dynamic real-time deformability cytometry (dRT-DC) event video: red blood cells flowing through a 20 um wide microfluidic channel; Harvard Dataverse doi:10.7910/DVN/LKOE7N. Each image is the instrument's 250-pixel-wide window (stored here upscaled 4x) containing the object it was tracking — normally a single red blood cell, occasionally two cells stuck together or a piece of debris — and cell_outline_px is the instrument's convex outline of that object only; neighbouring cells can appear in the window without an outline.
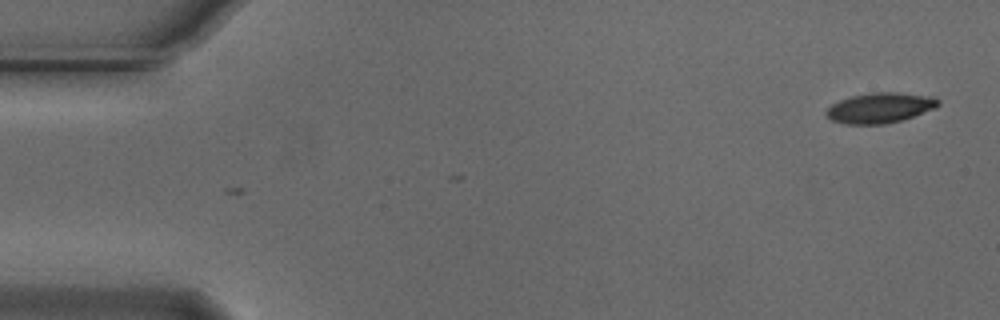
{"species": "Egyptian fruit bat (a non-hibernating species)", "species_latin": "Rousettus aegyptiacus", "temperature_condition": "cold", "stored_images_in_passage": 5, "camera_frame_rate_fps": 3000, "um_per_image_px": 0.085, "animal": {"sex": "male"}, "frame": {"image": 1, "passage_image": 5, "time_ms": 1.333, "image_size_px": [1000, 320], "cell_outline_px": [[940, 104], [936, 108], [900, 120], [884, 124], [844, 124], [832, 120], [824, 116], [824, 112], [832, 104], [840, 100], [852, 96], [872, 92], [896, 92], [932, 96], [940, 100]], "centroid_in_image_um": [74.78, 9.16], "position_along_channel_um": 10.2, "area_um2": 19.77}}